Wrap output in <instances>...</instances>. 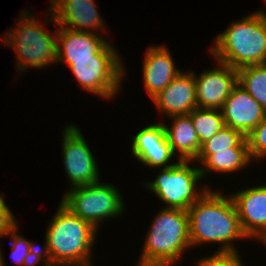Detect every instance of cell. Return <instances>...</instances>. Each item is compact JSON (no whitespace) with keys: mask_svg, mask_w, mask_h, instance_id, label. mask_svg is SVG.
Listing matches in <instances>:
<instances>
[{"mask_svg":"<svg viewBox=\"0 0 266 266\" xmlns=\"http://www.w3.org/2000/svg\"><path fill=\"white\" fill-rule=\"evenodd\" d=\"M209 188L187 210L191 247L217 243L215 252H238L234 242L249 239L242 230L230 195Z\"/></svg>","mask_w":266,"mask_h":266,"instance_id":"6da1fadb","label":"cell"},{"mask_svg":"<svg viewBox=\"0 0 266 266\" xmlns=\"http://www.w3.org/2000/svg\"><path fill=\"white\" fill-rule=\"evenodd\" d=\"M48 223L44 246L40 247L42 266H94L92 250L98 231L59 203Z\"/></svg>","mask_w":266,"mask_h":266,"instance_id":"7a4b0ae2","label":"cell"},{"mask_svg":"<svg viewBox=\"0 0 266 266\" xmlns=\"http://www.w3.org/2000/svg\"><path fill=\"white\" fill-rule=\"evenodd\" d=\"M149 226L136 266H175L182 261L183 252L191 249L188 212L162 207Z\"/></svg>","mask_w":266,"mask_h":266,"instance_id":"3957f363","label":"cell"},{"mask_svg":"<svg viewBox=\"0 0 266 266\" xmlns=\"http://www.w3.org/2000/svg\"><path fill=\"white\" fill-rule=\"evenodd\" d=\"M209 55L234 69L266 64V22L255 11L217 34Z\"/></svg>","mask_w":266,"mask_h":266,"instance_id":"277c9868","label":"cell"},{"mask_svg":"<svg viewBox=\"0 0 266 266\" xmlns=\"http://www.w3.org/2000/svg\"><path fill=\"white\" fill-rule=\"evenodd\" d=\"M28 11L21 10L17 22L2 36L3 45L15 51L17 73L20 76L29 67L47 68L57 62V28L50 33L44 29L45 23H40L35 14Z\"/></svg>","mask_w":266,"mask_h":266,"instance_id":"5b68a950","label":"cell"},{"mask_svg":"<svg viewBox=\"0 0 266 266\" xmlns=\"http://www.w3.org/2000/svg\"><path fill=\"white\" fill-rule=\"evenodd\" d=\"M118 50L109 41L95 54V59L73 60L70 68L78 86L110 101L120 93L125 66Z\"/></svg>","mask_w":266,"mask_h":266,"instance_id":"8992f818","label":"cell"},{"mask_svg":"<svg viewBox=\"0 0 266 266\" xmlns=\"http://www.w3.org/2000/svg\"><path fill=\"white\" fill-rule=\"evenodd\" d=\"M123 198L115 185L99 181L68 189L60 203L99 230L105 220L115 219L125 213Z\"/></svg>","mask_w":266,"mask_h":266,"instance_id":"52a82bcc","label":"cell"},{"mask_svg":"<svg viewBox=\"0 0 266 266\" xmlns=\"http://www.w3.org/2000/svg\"><path fill=\"white\" fill-rule=\"evenodd\" d=\"M193 162L180 160L170 167L161 168L156 178L144 183L145 188L167 205L164 208L187 211L209 189L206 184L202 188L200 167Z\"/></svg>","mask_w":266,"mask_h":266,"instance_id":"ba28073f","label":"cell"},{"mask_svg":"<svg viewBox=\"0 0 266 266\" xmlns=\"http://www.w3.org/2000/svg\"><path fill=\"white\" fill-rule=\"evenodd\" d=\"M61 135L63 166L70 188L99 182L98 163L78 125H66Z\"/></svg>","mask_w":266,"mask_h":266,"instance_id":"9c48e42d","label":"cell"},{"mask_svg":"<svg viewBox=\"0 0 266 266\" xmlns=\"http://www.w3.org/2000/svg\"><path fill=\"white\" fill-rule=\"evenodd\" d=\"M49 2L50 6L47 10L49 14H46L47 25L51 22L55 26L74 31L97 33L99 30H104L103 33L106 32L105 20L98 12L94 0H49Z\"/></svg>","mask_w":266,"mask_h":266,"instance_id":"30bf717a","label":"cell"},{"mask_svg":"<svg viewBox=\"0 0 266 266\" xmlns=\"http://www.w3.org/2000/svg\"><path fill=\"white\" fill-rule=\"evenodd\" d=\"M216 63L217 67L203 70L199 75L193 71L198 108L220 110L238 84L237 69L217 60Z\"/></svg>","mask_w":266,"mask_h":266,"instance_id":"8fae6325","label":"cell"},{"mask_svg":"<svg viewBox=\"0 0 266 266\" xmlns=\"http://www.w3.org/2000/svg\"><path fill=\"white\" fill-rule=\"evenodd\" d=\"M131 138L132 155L146 167L167 168L180 161L172 162L177 156L168 143L163 122L149 124Z\"/></svg>","mask_w":266,"mask_h":266,"instance_id":"7c38bea8","label":"cell"},{"mask_svg":"<svg viewBox=\"0 0 266 266\" xmlns=\"http://www.w3.org/2000/svg\"><path fill=\"white\" fill-rule=\"evenodd\" d=\"M245 235L257 243L266 237V183L230 193ZM254 238V239H253Z\"/></svg>","mask_w":266,"mask_h":266,"instance_id":"4fadbf2b","label":"cell"},{"mask_svg":"<svg viewBox=\"0 0 266 266\" xmlns=\"http://www.w3.org/2000/svg\"><path fill=\"white\" fill-rule=\"evenodd\" d=\"M220 110L225 126L241 132L245 137L266 115V110L239 84Z\"/></svg>","mask_w":266,"mask_h":266,"instance_id":"5bb4252c","label":"cell"},{"mask_svg":"<svg viewBox=\"0 0 266 266\" xmlns=\"http://www.w3.org/2000/svg\"><path fill=\"white\" fill-rule=\"evenodd\" d=\"M152 101L166 117L188 115L197 108L196 83L193 71H181Z\"/></svg>","mask_w":266,"mask_h":266,"instance_id":"9a60e30c","label":"cell"},{"mask_svg":"<svg viewBox=\"0 0 266 266\" xmlns=\"http://www.w3.org/2000/svg\"><path fill=\"white\" fill-rule=\"evenodd\" d=\"M142 65L143 85L148 96L153 99L162 92L182 71L173 61L166 46H148Z\"/></svg>","mask_w":266,"mask_h":266,"instance_id":"2e32d148","label":"cell"},{"mask_svg":"<svg viewBox=\"0 0 266 266\" xmlns=\"http://www.w3.org/2000/svg\"><path fill=\"white\" fill-rule=\"evenodd\" d=\"M57 27L56 63H65L68 67L73 60L95 59V54L108 42L99 33Z\"/></svg>","mask_w":266,"mask_h":266,"instance_id":"e0dca14e","label":"cell"},{"mask_svg":"<svg viewBox=\"0 0 266 266\" xmlns=\"http://www.w3.org/2000/svg\"><path fill=\"white\" fill-rule=\"evenodd\" d=\"M171 125L164 124L168 143L178 160L194 161L200 151L199 137L189 115L171 116Z\"/></svg>","mask_w":266,"mask_h":266,"instance_id":"ac0fdd59","label":"cell"},{"mask_svg":"<svg viewBox=\"0 0 266 266\" xmlns=\"http://www.w3.org/2000/svg\"><path fill=\"white\" fill-rule=\"evenodd\" d=\"M252 162L248 148H231V151H215L199 167L204 179L213 172L218 174L240 172L253 164Z\"/></svg>","mask_w":266,"mask_h":266,"instance_id":"d6986e66","label":"cell"},{"mask_svg":"<svg viewBox=\"0 0 266 266\" xmlns=\"http://www.w3.org/2000/svg\"><path fill=\"white\" fill-rule=\"evenodd\" d=\"M231 148H248L247 139L241 132L224 126L211 139L201 145L194 162L201 165L215 151H231Z\"/></svg>","mask_w":266,"mask_h":266,"instance_id":"ffe728a7","label":"cell"},{"mask_svg":"<svg viewBox=\"0 0 266 266\" xmlns=\"http://www.w3.org/2000/svg\"><path fill=\"white\" fill-rule=\"evenodd\" d=\"M19 223L17 222L5 237L11 238V259L23 266H35L42 262L40 255L41 244L35 245V241L27 240L18 234Z\"/></svg>","mask_w":266,"mask_h":266,"instance_id":"44dd1931","label":"cell"},{"mask_svg":"<svg viewBox=\"0 0 266 266\" xmlns=\"http://www.w3.org/2000/svg\"><path fill=\"white\" fill-rule=\"evenodd\" d=\"M237 75L238 84L266 110V64L242 67Z\"/></svg>","mask_w":266,"mask_h":266,"instance_id":"7402d4cb","label":"cell"},{"mask_svg":"<svg viewBox=\"0 0 266 266\" xmlns=\"http://www.w3.org/2000/svg\"><path fill=\"white\" fill-rule=\"evenodd\" d=\"M199 137L200 146L211 139L225 124L221 110L196 108L188 114Z\"/></svg>","mask_w":266,"mask_h":266,"instance_id":"603a6c76","label":"cell"},{"mask_svg":"<svg viewBox=\"0 0 266 266\" xmlns=\"http://www.w3.org/2000/svg\"><path fill=\"white\" fill-rule=\"evenodd\" d=\"M248 152L252 161L266 159V115L260 124L246 136Z\"/></svg>","mask_w":266,"mask_h":266,"instance_id":"cb8c5ba5","label":"cell"},{"mask_svg":"<svg viewBox=\"0 0 266 266\" xmlns=\"http://www.w3.org/2000/svg\"><path fill=\"white\" fill-rule=\"evenodd\" d=\"M239 252H215L211 256L200 257L197 266H245ZM244 263V264H243Z\"/></svg>","mask_w":266,"mask_h":266,"instance_id":"d4e9b609","label":"cell"},{"mask_svg":"<svg viewBox=\"0 0 266 266\" xmlns=\"http://www.w3.org/2000/svg\"><path fill=\"white\" fill-rule=\"evenodd\" d=\"M0 238L6 236L8 231L17 223L15 214L9 209L4 200V193H0Z\"/></svg>","mask_w":266,"mask_h":266,"instance_id":"484cf974","label":"cell"},{"mask_svg":"<svg viewBox=\"0 0 266 266\" xmlns=\"http://www.w3.org/2000/svg\"><path fill=\"white\" fill-rule=\"evenodd\" d=\"M266 2V1H265ZM258 16H260L266 22V12L265 10H257L255 12Z\"/></svg>","mask_w":266,"mask_h":266,"instance_id":"4316f807","label":"cell"},{"mask_svg":"<svg viewBox=\"0 0 266 266\" xmlns=\"http://www.w3.org/2000/svg\"><path fill=\"white\" fill-rule=\"evenodd\" d=\"M1 247V246H0ZM3 252H2V248H0V266H5V261H4V254H2Z\"/></svg>","mask_w":266,"mask_h":266,"instance_id":"83f0119b","label":"cell"},{"mask_svg":"<svg viewBox=\"0 0 266 266\" xmlns=\"http://www.w3.org/2000/svg\"><path fill=\"white\" fill-rule=\"evenodd\" d=\"M261 243L264 244V246L266 247V237Z\"/></svg>","mask_w":266,"mask_h":266,"instance_id":"f1b7e54d","label":"cell"}]
</instances>
